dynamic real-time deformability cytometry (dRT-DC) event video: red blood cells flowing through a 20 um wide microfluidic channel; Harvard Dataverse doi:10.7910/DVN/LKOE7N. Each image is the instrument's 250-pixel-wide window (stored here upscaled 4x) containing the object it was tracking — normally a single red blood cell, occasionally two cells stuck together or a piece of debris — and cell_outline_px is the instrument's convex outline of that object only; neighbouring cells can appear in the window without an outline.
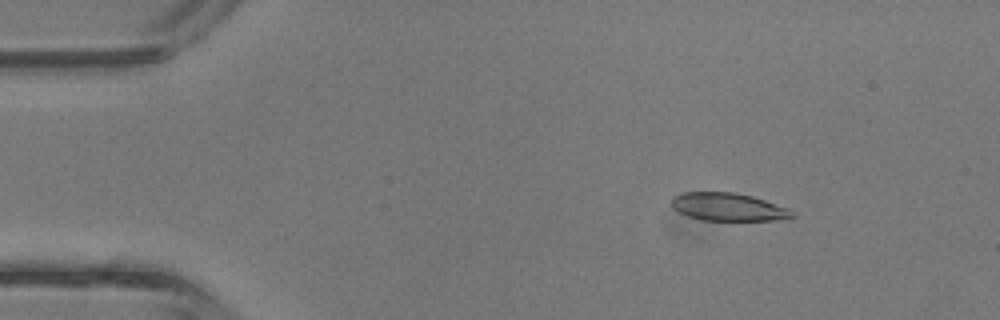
{"species": "common noctule bat (a hibernating species)", "species_latin": "Nyctalus noctula", "temperature_condition": "room temperature", "stored_images_in_passage": 4, "camera_frame_rate_fps": 3000, "um_per_image_px": 0.085, "animal": {"sex": "male", "body_mass_g": 13.3}, "frame": {"image": 1, "passage_image": 1, "time_ms": 0.0, "image_size_px": [1000, 320], "cell_outline_px": [[796, 216], [788, 220], [700, 220], [688, 216], [672, 208], [672, 200], [676, 196], [684, 192], [736, 192], [752, 196], [788, 208]], "centroid_in_image_um": [61.94, 17.6], "position_along_channel_um": 23.1, "area_um2": 19.59}}
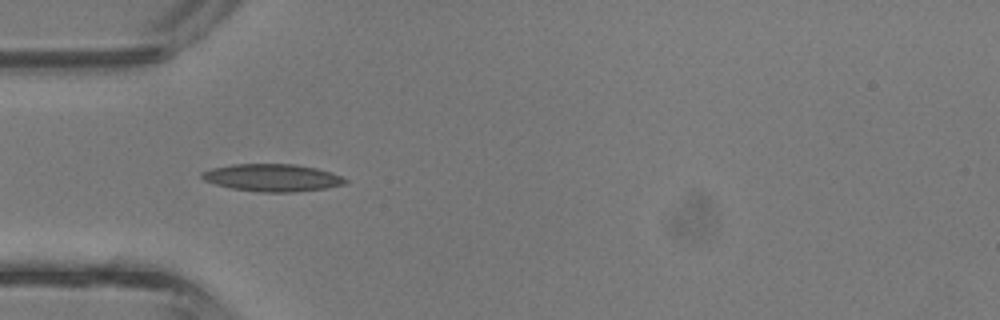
{"frame": {"image": 2, "passage_image": 3, "time_ms": 0.667, "image_size_px": [1000, 320], "cell_outline_px": [[348, 184], [328, 188], [296, 192], [260, 192], [232, 188], [216, 184], [204, 180], [200, 176], [200, 172], [212, 168], [232, 164], [296, 164], [316, 168], [340, 176], [348, 180]], "centroid_in_image_um": [23.16, 15.11], "position_along_channel_um": 61.8, "area_um2": 22.95}}
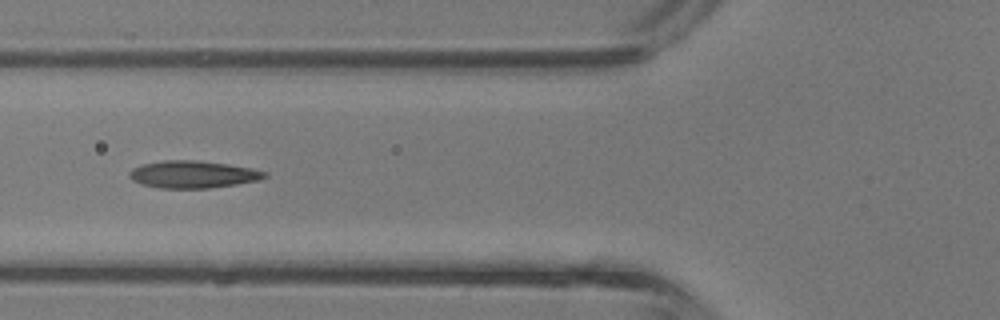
{"frame": {"image": 3, "passage_image": 4, "time_ms": 1.0, "image_size_px": [1000, 320], "cell_outline_px": [[268, 176], [260, 180], [236, 184], [208, 188], [160, 188], [140, 184], [132, 180], [128, 176], [128, 172], [132, 168], [140, 164], [164, 160], [196, 160], [228, 164], [252, 168], [268, 172]], "centroid_in_image_um": [16.38, 14.82], "position_along_channel_um": 109.4, "area_um2": 21.73}}